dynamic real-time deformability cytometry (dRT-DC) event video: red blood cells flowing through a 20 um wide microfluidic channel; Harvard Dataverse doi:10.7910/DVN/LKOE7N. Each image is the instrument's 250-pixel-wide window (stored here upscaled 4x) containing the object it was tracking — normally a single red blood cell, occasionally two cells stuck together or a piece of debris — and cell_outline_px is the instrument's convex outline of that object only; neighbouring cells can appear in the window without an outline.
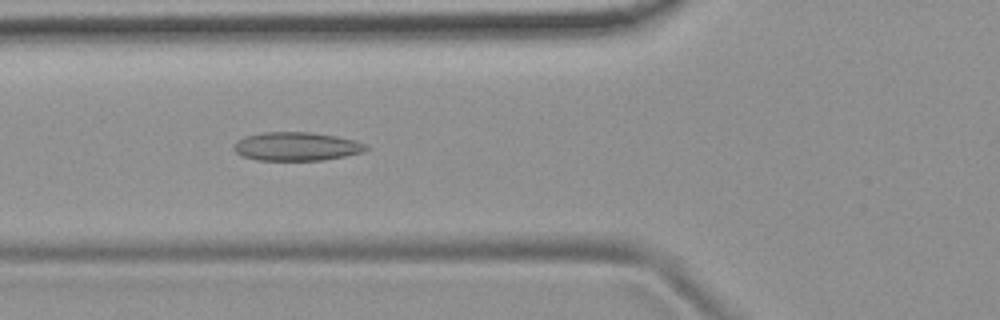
{"species": "common noctule bat (a hibernating species)", "species_latin": "Nyctalus noctula", "temperature_condition": "room temperature", "stored_images_in_passage": 52, "camera_frame_rate_fps": 3000, "um_per_image_px": 0.085, "animal": {"sex": "female", "body_mass_g": 19.9}, "frame": {"image": 1, "passage_image": 19, "time_ms": 6.0, "image_size_px": [1000, 320], "cell_outline_px": [[368, 148], [364, 152], [324, 160], [256, 160], [240, 156], [232, 148], [232, 144], [236, 140], [244, 136], [264, 132], [308, 132], [336, 136], [356, 140], [368, 144]], "centroid_in_image_um": [25.17, 12.45], "position_along_channel_um": 100.6, "area_um2": 22.31}}
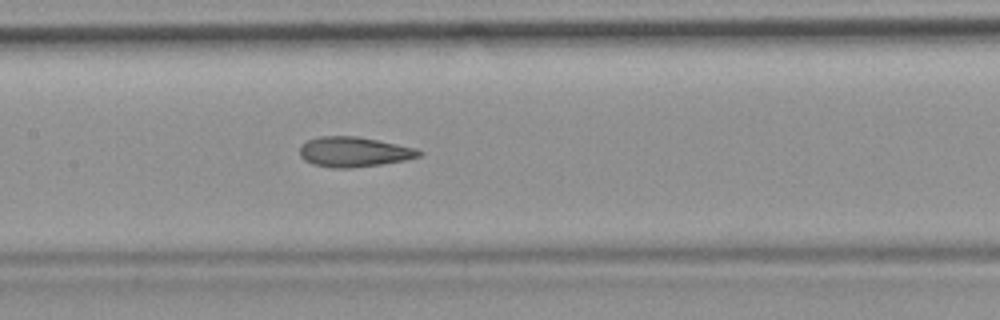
{"frame": {"image": 2, "passage_image": 25, "time_ms": 8.0, "image_size_px": [1000, 320], "cell_outline_px": [[424, 152], [420, 156], [404, 160], [380, 164], [352, 168], [332, 168], [312, 164], [304, 160], [300, 156], [300, 148], [308, 140], [320, 136], [356, 136], [416, 148]], "centroid_in_image_um": [30.07, 12.92], "position_along_channel_um": 177.3, "area_um2": 20.69}}
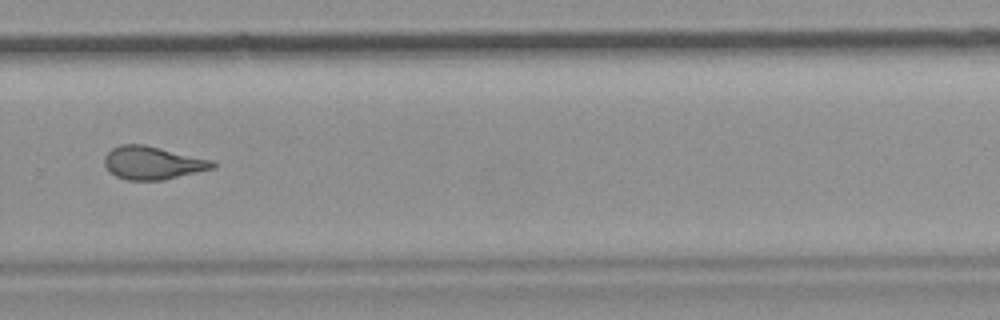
{"frame": {"image": 3, "passage_image": 36, "time_ms": 11.667, "image_size_px": [1000, 320], "cell_outline_px": [[216, 168], [164, 180], [128, 180], [116, 176], [104, 164], [104, 156], [112, 148], [120, 144], [144, 144], [212, 160], [216, 164]], "centroid_in_image_um": [12.99, 13.84], "position_along_channel_um": 316.8, "area_um2": 20.81}, "authors_computed_cell_mechanics": {"area_um2": 21.4727, "velocity_mm_per_s": 3.8236, "shape_relaxation_time_tau1_ms": null, "shape_relaxation_time_tau2_ms": 2.0727, "deformation_change_tau1": null, "deformation_change_tau2": 0.1138}}